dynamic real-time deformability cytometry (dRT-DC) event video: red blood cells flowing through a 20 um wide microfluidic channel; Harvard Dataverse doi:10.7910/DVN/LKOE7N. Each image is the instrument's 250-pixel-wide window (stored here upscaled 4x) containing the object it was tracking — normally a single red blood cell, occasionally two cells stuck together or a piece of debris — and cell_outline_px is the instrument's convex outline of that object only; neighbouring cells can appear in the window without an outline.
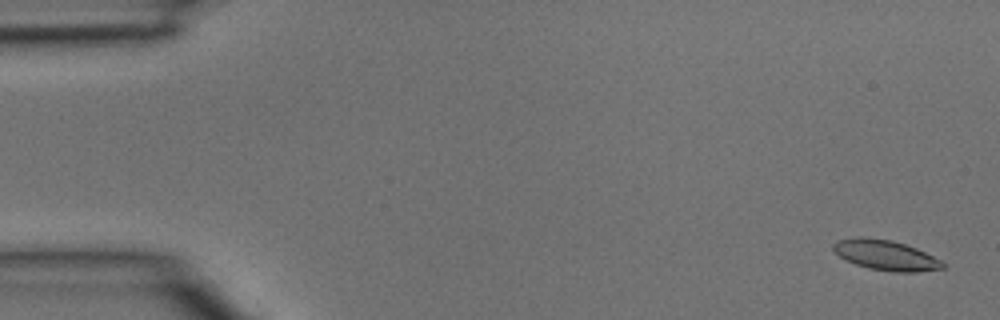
{"species": "common noctule bat (a hibernating species)", "species_latin": "Nyctalus noctula", "temperature_condition": "room temperature", "stored_images_in_passage": 40, "camera_frame_rate_fps": 3000, "um_per_image_px": 0.085, "animal": {"sex": "male", "body_mass_g": 15.6}, "frame": {"image": 1, "passage_image": 2, "time_ms": 0.333, "image_size_px": [1000, 320], "cell_outline_px": [[944, 268], [916, 272], [892, 272], [868, 268], [844, 260], [832, 248], [832, 244], [836, 240], [860, 236], [892, 240], [916, 248], [940, 260], [944, 264]], "centroid_in_image_um": [75.23, 21.68], "position_along_channel_um": 9.8, "area_um2": 19.19}}
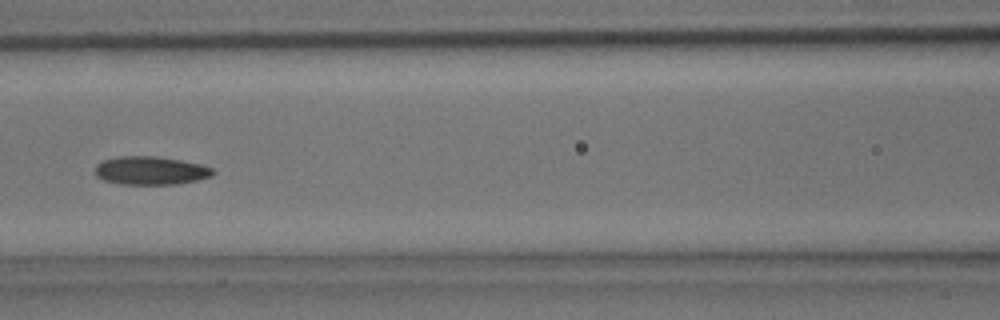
{"frame": {"image": 2, "passage_image": 18, "time_ms": 5.667, "image_size_px": [1000, 320], "cell_outline_px": [[216, 172], [212, 176], [196, 180], [176, 184], [120, 184], [104, 180], [96, 176], [96, 164], [104, 160], [120, 156], [156, 156], [180, 160], [200, 164], [212, 168]], "centroid_in_image_um": [12.81, 14.5], "position_along_channel_um": 153.8, "area_um2": 19.36}}
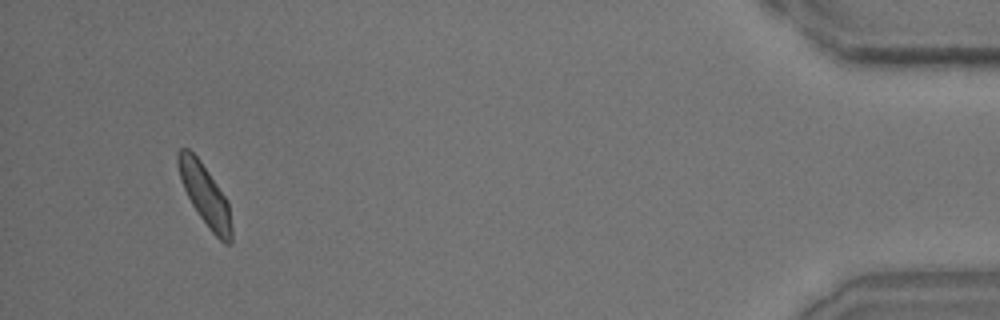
{"frame": {"image": 3, "passage_image": 38, "time_ms": 12.333, "image_size_px": [1000, 320], "cell_outline_px": [[232, 244], [224, 244], [208, 228], [192, 204], [184, 188], [176, 164], [176, 152], [180, 148], [188, 148], [200, 160], [228, 200], [232, 228]], "centroid_in_image_um": [17.43, 16.57], "position_along_channel_um": 417.8, "area_um2": 19.02}}